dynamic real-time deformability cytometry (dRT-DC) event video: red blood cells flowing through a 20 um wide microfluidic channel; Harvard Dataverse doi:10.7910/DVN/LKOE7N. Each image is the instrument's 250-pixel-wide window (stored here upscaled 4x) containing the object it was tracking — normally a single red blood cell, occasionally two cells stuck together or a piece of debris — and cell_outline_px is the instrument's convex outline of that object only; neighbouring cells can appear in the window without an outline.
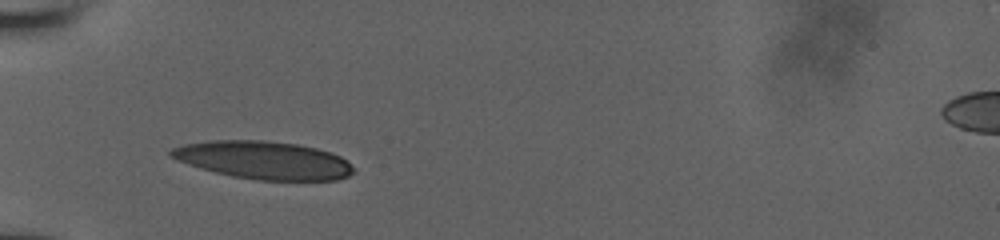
{"species": "human", "species_latin": "Homo sapiens", "temperature_condition": "room temperature", "stored_images_in_passage": 5, "camera_frame_rate_fps": 3000, "um_per_image_px": 0.085, "donor": {"sex": "male"}, "frame": {"image": 1, "passage_image": 1, "time_ms": 0.0, "image_size_px": [1000, 240], "cell_outline_px": [[352, 172], [348, 176], [336, 180], [256, 180], [232, 176], [200, 168], [188, 164], [172, 156], [168, 152], [172, 148], [184, 144], [208, 140], [264, 140], [296, 144], [316, 148], [332, 152], [340, 156], [352, 168]], "centroid_in_image_um": [22.39, 13.6], "position_along_channel_um": 62.6, "area_um2": 40.0}}
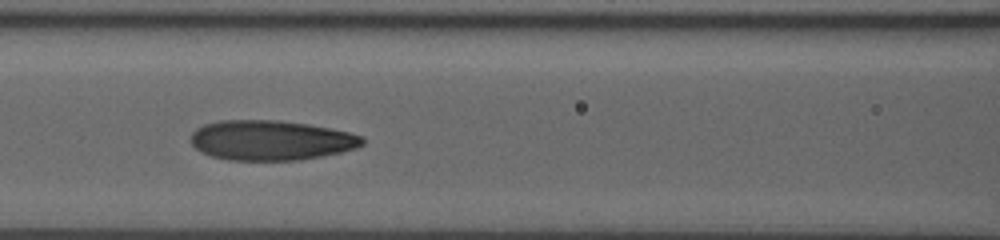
{"frame": {"image": 2, "passage_image": 3, "time_ms": 2.333, "image_size_px": [1000, 240], "cell_outline_px": [[364, 144], [356, 148], [340, 152], [300, 160], [228, 160], [212, 156], [200, 152], [188, 140], [192, 132], [196, 128], [204, 124], [220, 120], [280, 120], [308, 124], [332, 128], [364, 136]], "centroid_in_image_um": [23.01, 11.92], "position_along_channel_um": 143.6, "area_um2": 40.23}}
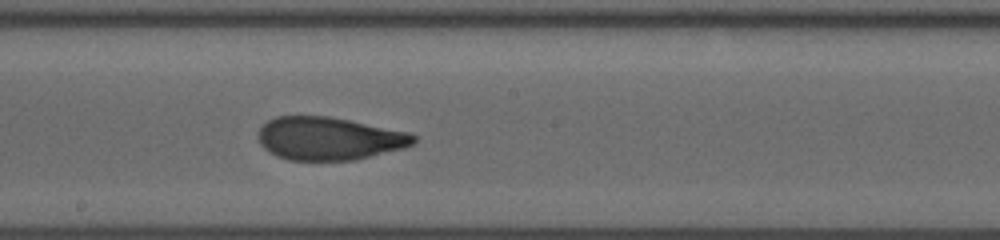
{"frame": {"image": 3, "passage_image": 5, "time_ms": 4.333, "image_size_px": [1000, 240], "cell_outline_px": [[416, 140], [412, 144], [404, 148], [356, 160], [288, 160], [276, 156], [268, 152], [256, 140], [256, 132], [268, 120], [276, 116], [328, 116], [408, 132], [416, 136]], "centroid_in_image_um": [27.91, 11.78], "position_along_channel_um": 220.3, "area_um2": 39.07}}